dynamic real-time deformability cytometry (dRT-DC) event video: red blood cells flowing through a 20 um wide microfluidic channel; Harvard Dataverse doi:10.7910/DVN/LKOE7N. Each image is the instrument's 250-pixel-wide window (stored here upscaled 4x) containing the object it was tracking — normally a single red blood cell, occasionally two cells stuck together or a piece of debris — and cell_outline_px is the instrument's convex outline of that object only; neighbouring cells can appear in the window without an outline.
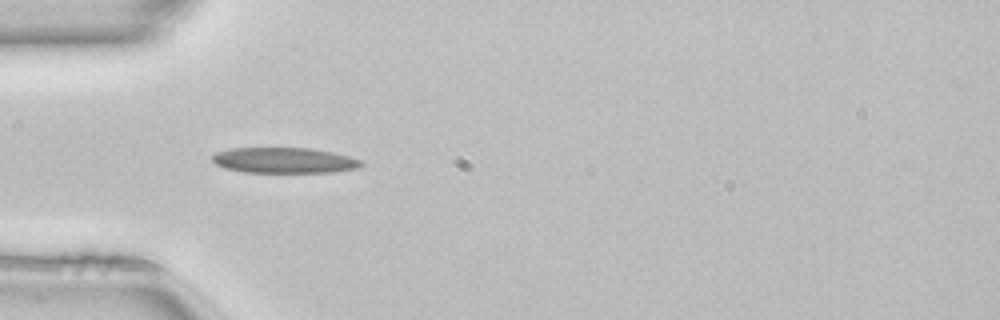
{"species": "common noctule bat (a hibernating species)", "species_latin": "Nyctalus noctula", "temperature_condition": "room temperature", "stored_images_in_passage": 35, "camera_frame_rate_fps": 3000, "um_per_image_px": 0.085, "animal": {"sex": "female", "body_mass_g": 22.7, "forearm_length_mm": 54.2}, "frame": {"image": 1, "passage_image": 1, "time_ms": 0.0, "image_size_px": [1000, 320], "cell_outline_px": [[364, 164], [356, 168], [332, 172], [244, 172], [224, 168], [216, 164], [212, 160], [212, 156], [216, 152], [228, 148], [312, 148], [336, 152], [364, 160]], "centroid_in_image_um": [24.19, 13.62], "position_along_channel_um": 60.8, "area_um2": 22.43}}
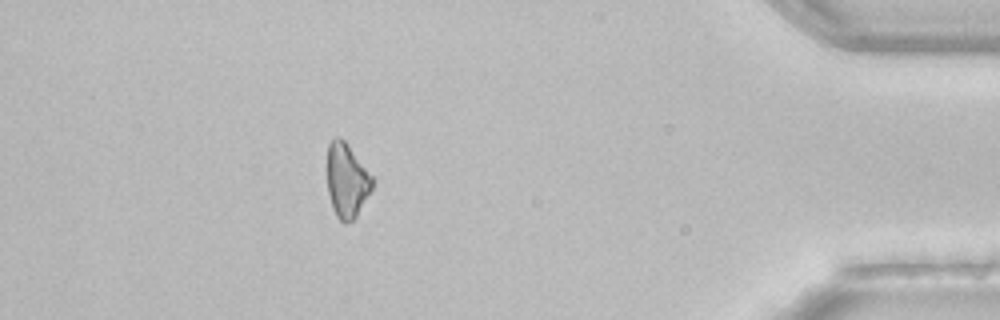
{"frame": {"image": 2, "passage_image": 30, "time_ms": 9.667, "image_size_px": [1000, 320], "cell_outline_px": [[372, 188], [356, 216], [352, 220], [344, 224], [336, 216], [332, 208], [328, 192], [328, 144], [336, 136], [340, 136], [348, 144], [372, 176]], "centroid_in_image_um": [29.46, 15.34], "position_along_channel_um": 405.7, "area_um2": 19.25}, "authors_computed_cell_mechanics": {"area_um2": 20.7502, "velocity_mm_per_s": 4.1102, "shape_relaxation_time_tau1_ms": 3.674, "shape_relaxation_time_tau2_ms": null, "deformation_change_tau1": 0.1027, "deformation_change_tau2": null}}